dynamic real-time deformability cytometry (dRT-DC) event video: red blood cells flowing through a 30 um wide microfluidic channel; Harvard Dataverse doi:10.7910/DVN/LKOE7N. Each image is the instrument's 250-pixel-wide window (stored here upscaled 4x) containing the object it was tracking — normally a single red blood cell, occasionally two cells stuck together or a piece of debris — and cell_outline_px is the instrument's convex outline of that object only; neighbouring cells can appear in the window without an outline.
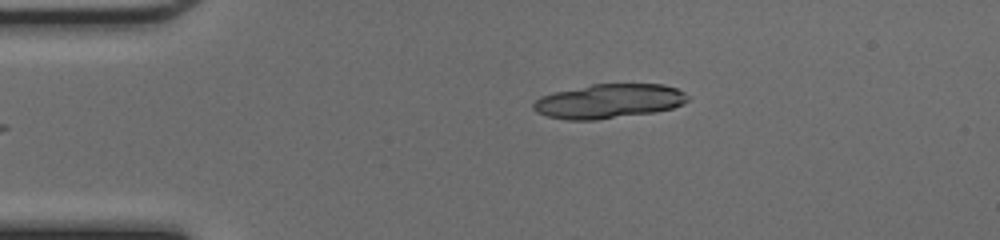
{"species": "common noctule bat (a hibernating species)", "species_latin": "Nyctalus noctula", "temperature_condition": "cold", "stored_images_in_passage": 13, "camera_frame_rate_fps": 3000, "um_per_image_px": 0.085, "animal": {"sex": "female", "body_mass_g": 17.0, "forearm_length_mm": 48.0}, "frame": {"image": 1, "passage_image": 10, "time_ms": 3.0, "image_size_px": [1000, 240], "cell_outline_px": [[676, 104], [668, 108], [608, 116], [560, 116], [608, 84], [652, 84], [672, 88], [676, 92]], "centroid_in_image_um": [53.11, 8.53], "position_along_channel_um": 31.9, "area_um2": 18.5}}